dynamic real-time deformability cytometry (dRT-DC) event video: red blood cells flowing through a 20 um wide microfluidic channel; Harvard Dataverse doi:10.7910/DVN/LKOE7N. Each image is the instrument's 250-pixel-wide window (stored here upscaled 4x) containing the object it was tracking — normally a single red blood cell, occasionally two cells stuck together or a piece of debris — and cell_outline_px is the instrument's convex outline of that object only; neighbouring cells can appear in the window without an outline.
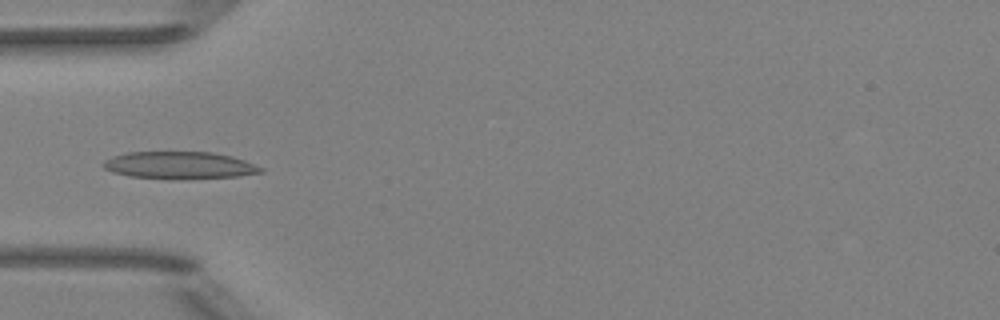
{"species": "Egyptian fruit bat (a non-hibernating species)", "species_latin": "Rousettus aegyptiacus", "temperature_condition": "room temperature", "stored_images_in_passage": 7, "camera_frame_rate_fps": 3000, "um_per_image_px": 0.085, "animal": {"sex": "female"}, "frame": {"image": 1, "passage_image": 3, "time_ms": 2.667, "image_size_px": [1000, 320], "cell_outline_px": [[264, 172], [236, 176], [128, 176], [112, 172], [104, 168], [100, 164], [104, 160], [112, 156], [128, 152], [212, 152], [232, 156], [244, 160], [264, 168]], "centroid_in_image_um": [15.22, 13.99], "position_along_channel_um": 69.8, "area_um2": 23.76}}
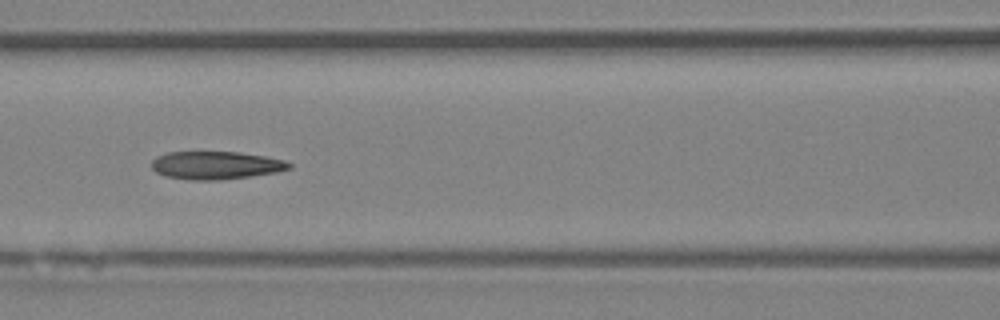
{"frame": {"image": 2, "passage_image": 5, "time_ms": 4.667, "image_size_px": [1000, 320], "cell_outline_px": [[292, 168], [276, 172], [220, 180], [188, 180], [164, 176], [156, 172], [152, 168], [152, 160], [156, 156], [168, 152], [240, 152], [264, 156], [284, 160], [292, 164]], "centroid_in_image_um": [18.32, 14.05], "position_along_channel_um": 148.3, "area_um2": 22.43}}
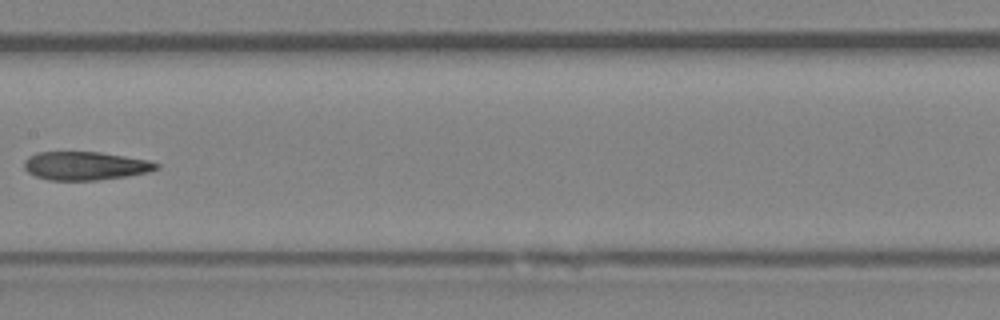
{"frame": {"image": 3, "passage_image": 6, "time_ms": 6.0, "image_size_px": [1000, 320], "cell_outline_px": [[160, 168], [148, 172], [128, 176], [96, 180], [48, 180], [36, 176], [28, 172], [24, 168], [24, 160], [28, 156], [36, 152], [100, 152], [148, 160], [160, 164]], "centroid_in_image_um": [7.24, 14.09], "position_along_channel_um": 200.2, "area_um2": 21.96}}